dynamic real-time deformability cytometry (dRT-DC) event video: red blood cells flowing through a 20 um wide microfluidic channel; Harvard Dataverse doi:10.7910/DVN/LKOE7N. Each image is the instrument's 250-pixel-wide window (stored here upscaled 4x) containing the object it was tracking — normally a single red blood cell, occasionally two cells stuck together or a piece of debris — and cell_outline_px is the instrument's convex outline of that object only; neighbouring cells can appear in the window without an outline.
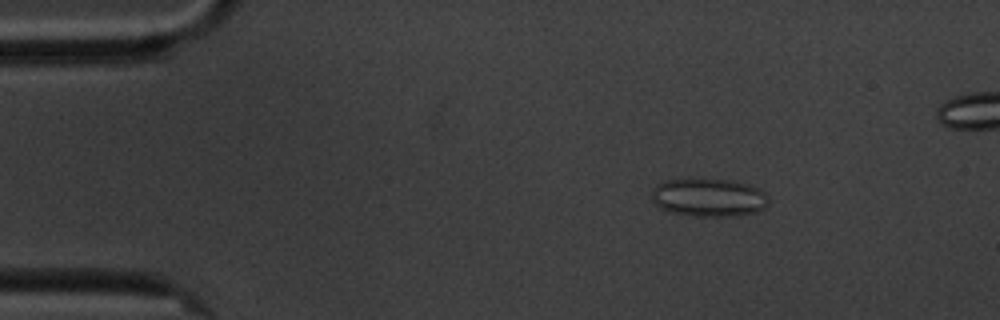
{"species": "common noctule bat (a hibernating species)", "species_latin": "Nyctalus noctula", "temperature_condition": "cold", "stored_images_in_passage": 7, "camera_frame_rate_fps": 3000, "um_per_image_px": 0.085, "animal": {"sex": "male", "body_mass_g": 20.1, "forearm_length_mm": 53.5}, "frame": {"image": 1, "passage_image": 2, "time_ms": 1.333, "image_size_px": [1000, 320], "cell_outline_px": [[768, 204], [764, 208], [756, 212], [732, 216], [692, 216], [672, 212], [660, 208], [652, 200], [652, 192], [656, 184], [664, 180], [732, 180], [748, 184], [764, 192], [768, 196]], "centroid_in_image_um": [60.24, 16.8], "position_along_channel_um": 24.8, "area_um2": 25.78}}
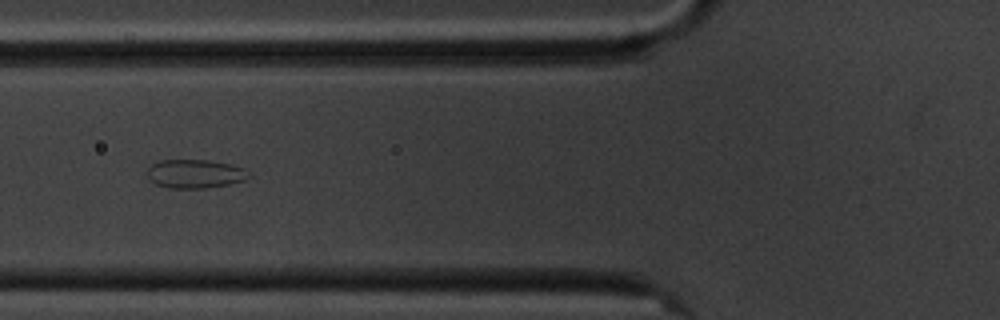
{"frame": {"image": 2, "passage_image": 6, "time_ms": 5.667, "image_size_px": [1000, 320], "cell_outline_px": [[252, 176], [244, 180], [228, 184], [204, 188], [168, 188], [156, 184], [148, 180], [148, 168], [152, 164], [160, 160], [208, 160], [232, 164], [244, 168], [252, 172]], "centroid_in_image_um": [16.61, 14.77], "position_along_channel_um": 109.2, "area_um2": 17.17}}